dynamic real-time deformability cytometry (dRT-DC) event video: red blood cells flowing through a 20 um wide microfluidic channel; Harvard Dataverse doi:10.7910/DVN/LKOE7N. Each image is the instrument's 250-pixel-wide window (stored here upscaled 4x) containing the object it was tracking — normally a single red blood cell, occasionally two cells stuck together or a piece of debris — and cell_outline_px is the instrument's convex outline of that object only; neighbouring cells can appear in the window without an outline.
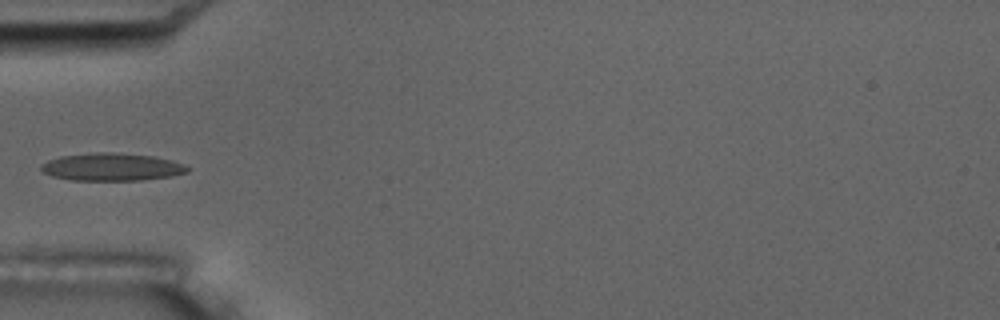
{"species": "common noctule bat (a hibernating species)", "species_latin": "Nyctalus noctula", "temperature_condition": "room temperature", "stored_images_in_passage": 11, "camera_frame_rate_fps": 3000, "um_per_image_px": 0.085, "animal": {"sex": "male", "body_mass_g": 17.5, "forearm_length_mm": 52.3}, "frame": {"image": 1, "passage_image": 5, "time_ms": 5.0, "image_size_px": [1000, 320], "cell_outline_px": [[192, 168], [188, 172], [172, 176], [140, 180], [72, 180], [52, 176], [44, 172], [40, 168], [40, 164], [48, 160], [60, 156], [96, 152], [112, 152], [156, 156], [172, 160], [184, 164]], "centroid_in_image_um": [9.53, 14.18], "position_along_channel_um": 75.5, "area_um2": 23.76}}
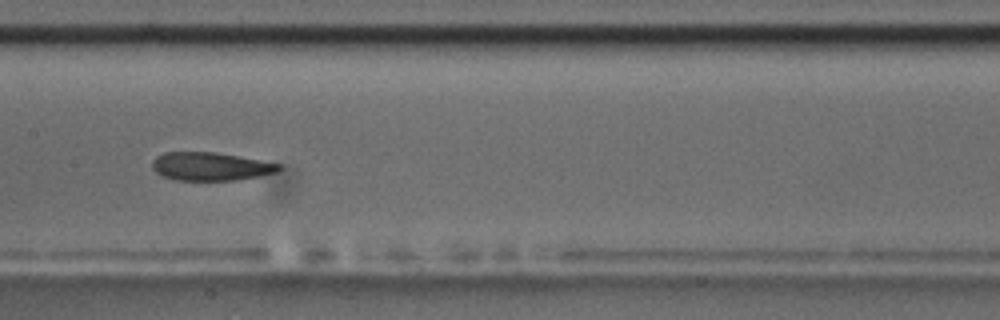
{"frame": {"image": 2, "passage_image": 8, "time_ms": 8.333, "image_size_px": [1000, 320], "cell_outline_px": [[284, 168], [276, 172], [260, 176], [236, 180], [176, 180], [164, 176], [156, 172], [152, 168], [152, 160], [156, 156], [164, 152], [216, 152], [280, 164]], "centroid_in_image_um": [17.89, 14.14], "position_along_channel_um": 189.5, "area_um2": 20.81}}